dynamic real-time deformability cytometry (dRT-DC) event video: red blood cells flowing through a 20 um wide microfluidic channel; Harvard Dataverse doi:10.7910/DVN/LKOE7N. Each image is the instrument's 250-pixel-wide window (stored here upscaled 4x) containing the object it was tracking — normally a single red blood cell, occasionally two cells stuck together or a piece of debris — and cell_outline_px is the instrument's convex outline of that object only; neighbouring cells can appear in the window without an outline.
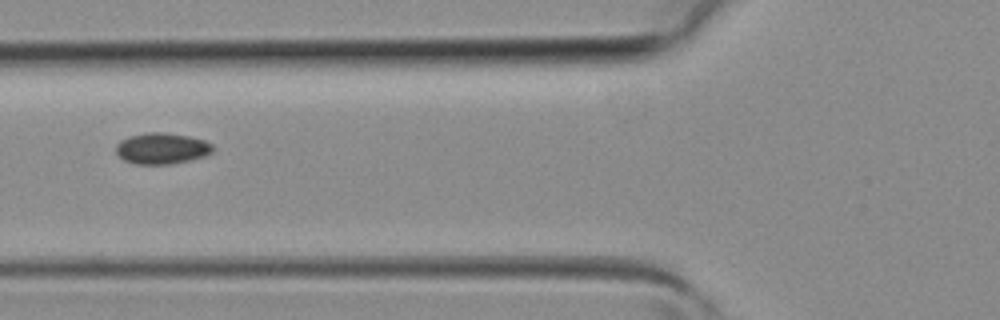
{"species": "common noctule bat (a hibernating species)", "species_latin": "Nyctalus noctula", "temperature_condition": "room temperature", "stored_images_in_passage": 2, "camera_frame_rate_fps": 3000, "um_per_image_px": 0.085, "animal": {"sex": "female", "body_mass_g": 19.3, "forearm_length_mm": 54.1}, "frame": {"image": 1, "passage_image": 2, "time_ms": 0.333, "image_size_px": [1000, 320], "cell_outline_px": [[212, 152], [204, 156], [172, 164], [136, 164], [124, 160], [116, 152], [116, 144], [120, 140], [128, 136], [148, 132], [164, 132], [188, 136], [204, 140], [212, 144]], "centroid_in_image_um": [13.73, 12.61], "position_along_channel_um": 112.1, "area_um2": 17.51}}